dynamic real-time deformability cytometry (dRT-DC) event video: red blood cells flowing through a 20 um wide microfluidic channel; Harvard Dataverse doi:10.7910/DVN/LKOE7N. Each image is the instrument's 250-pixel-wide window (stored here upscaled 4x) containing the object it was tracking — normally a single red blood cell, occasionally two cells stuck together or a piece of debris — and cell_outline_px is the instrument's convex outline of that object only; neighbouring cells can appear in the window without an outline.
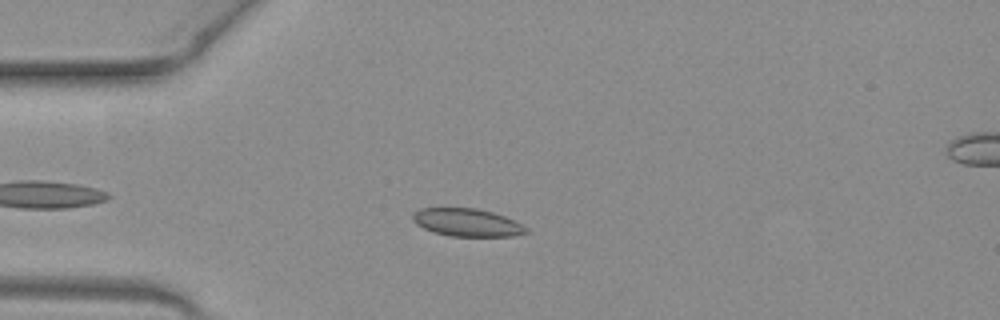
{"species": "common noctule bat (a hibernating species)", "species_latin": "Nyctalus noctula", "temperature_condition": "warm", "stored_images_in_passage": 45, "camera_frame_rate_fps": 3000, "um_per_image_px": 0.085, "animal": {"sex": "female", "body_mass_g": 19.3, "forearm_length_mm": 54.1}, "frame": {"image": 1, "passage_image": 8, "time_ms": 2.333, "image_size_px": [1000, 320], "cell_outline_px": [[528, 232], [512, 236], [448, 236], [432, 232], [416, 224], [412, 220], [412, 216], [420, 208], [476, 208], [492, 212], [504, 216], [528, 228]], "centroid_in_image_um": [39.67, 18.91], "position_along_channel_um": 45.3, "area_um2": 18.26}}
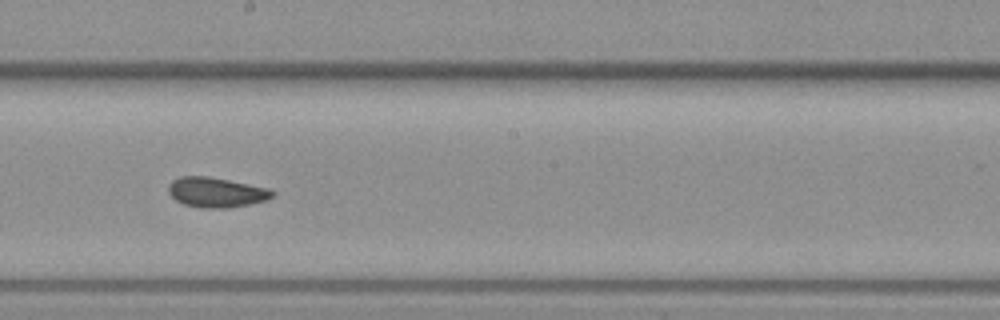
{"frame": {"image": 2, "passage_image": 23, "time_ms": 7.333, "image_size_px": [1000, 320], "cell_outline_px": [[276, 192], [272, 196], [264, 200], [248, 204], [228, 208], [200, 208], [184, 204], [176, 200], [168, 192], [168, 184], [172, 180], [180, 176], [208, 176], [268, 188]], "centroid_in_image_um": [18.33, 16.34], "position_along_channel_um": 229.9, "area_um2": 18.03}}
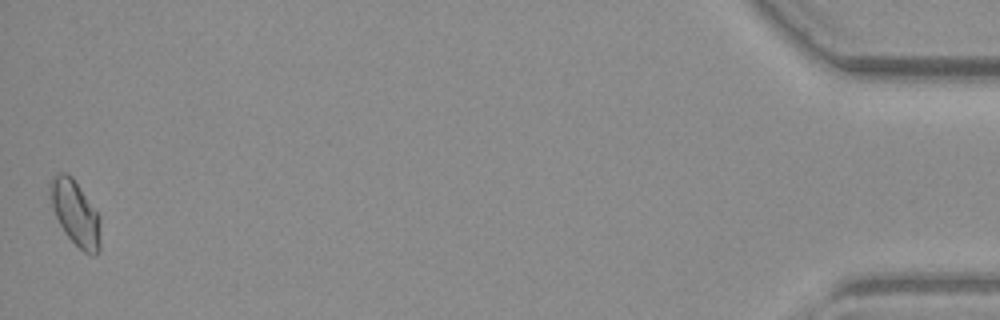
{"frame": {"image": 3, "passage_image": 45, "time_ms": 14.667, "image_size_px": [1000, 320], "cell_outline_px": [[100, 252], [96, 256], [92, 256], [84, 252], [64, 232], [52, 208], [48, 184], [52, 176], [56, 172], [64, 172], [72, 176], [100, 216]], "centroid_in_image_um": [6.4, 18.1], "position_along_channel_um": 428.8, "area_um2": 19.25}, "authors_computed_cell_mechanics": {"area_um2": 18.0336, "velocity_mm_per_s": 4.0607, "shape_relaxation_time_tau1_ms": 7.7788, "shape_relaxation_time_tau2_ms": 1.1179, "deformation_change_tau1": 0.1127, "deformation_change_tau2": 0.0309}}